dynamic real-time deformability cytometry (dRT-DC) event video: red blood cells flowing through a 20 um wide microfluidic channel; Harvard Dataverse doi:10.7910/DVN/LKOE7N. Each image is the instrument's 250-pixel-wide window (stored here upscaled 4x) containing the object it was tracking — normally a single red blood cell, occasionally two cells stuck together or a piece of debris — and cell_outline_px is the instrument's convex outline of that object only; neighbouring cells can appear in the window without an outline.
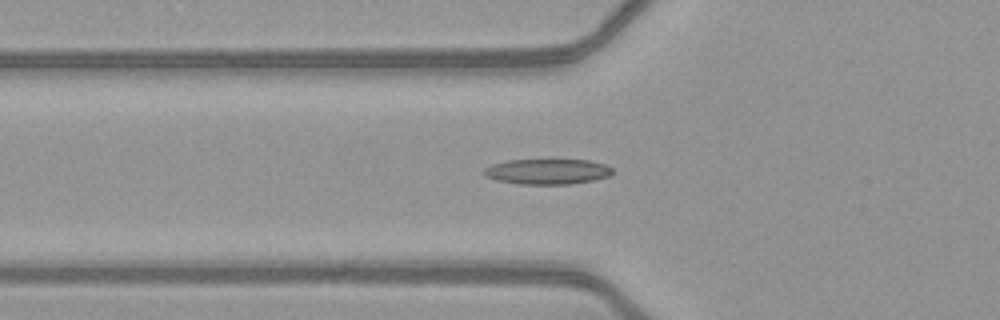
{"species": "common noctule bat (a hibernating species)", "species_latin": "Nyctalus noctula", "temperature_condition": "warm", "stored_images_in_passage": 45, "camera_frame_rate_fps": 3000, "um_per_image_px": 0.085, "animal": {"sex": "female", "body_mass_g": 21.9}, "frame": {"image": 1, "passage_image": 15, "time_ms": 4.667, "image_size_px": [1000, 320], "cell_outline_px": [[612, 172], [608, 176], [592, 180], [568, 184], [520, 184], [496, 180], [484, 176], [484, 168], [492, 164], [508, 160], [588, 160], [604, 164], [612, 168]], "centroid_in_image_um": [46.48, 14.58], "position_along_channel_um": 79.3, "area_um2": 18.84}}
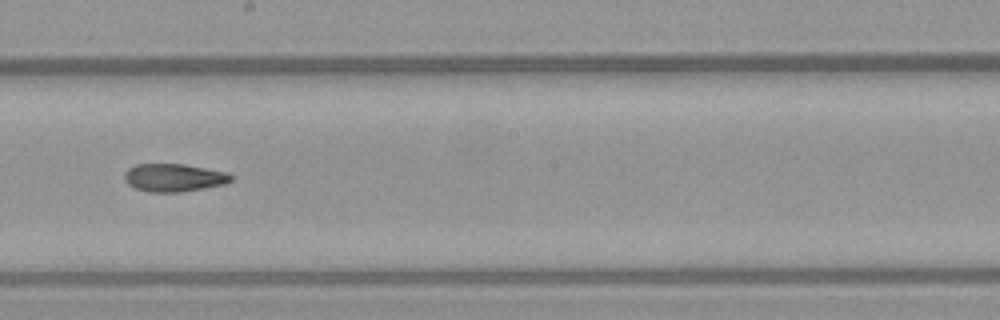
{"frame": {"image": 2, "passage_image": 26, "time_ms": 8.333, "image_size_px": [1000, 320], "cell_outline_px": [[232, 180], [224, 184], [180, 192], [148, 192], [136, 188], [128, 184], [124, 180], [124, 172], [128, 168], [136, 164], [184, 164], [228, 172], [232, 176]], "centroid_in_image_um": [14.75, 15.09], "position_along_channel_um": 233.4, "area_um2": 17.34}}
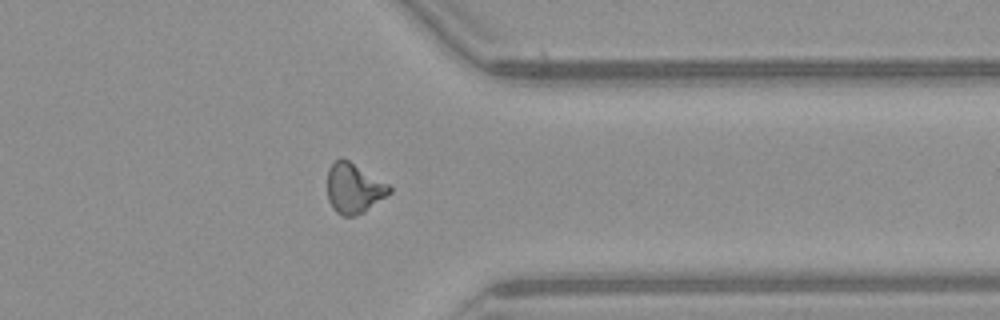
{"frame": {"image": 3, "passage_image": 37, "time_ms": 12.0, "image_size_px": [1000, 320], "cell_outline_px": [[392, 192], [364, 212], [356, 216], [340, 216], [332, 208], [328, 200], [328, 168], [340, 156], [348, 160], [388, 184], [392, 188]], "centroid_in_image_um": [30.06, 16.02], "position_along_channel_um": 381.3, "area_um2": 18.09}}